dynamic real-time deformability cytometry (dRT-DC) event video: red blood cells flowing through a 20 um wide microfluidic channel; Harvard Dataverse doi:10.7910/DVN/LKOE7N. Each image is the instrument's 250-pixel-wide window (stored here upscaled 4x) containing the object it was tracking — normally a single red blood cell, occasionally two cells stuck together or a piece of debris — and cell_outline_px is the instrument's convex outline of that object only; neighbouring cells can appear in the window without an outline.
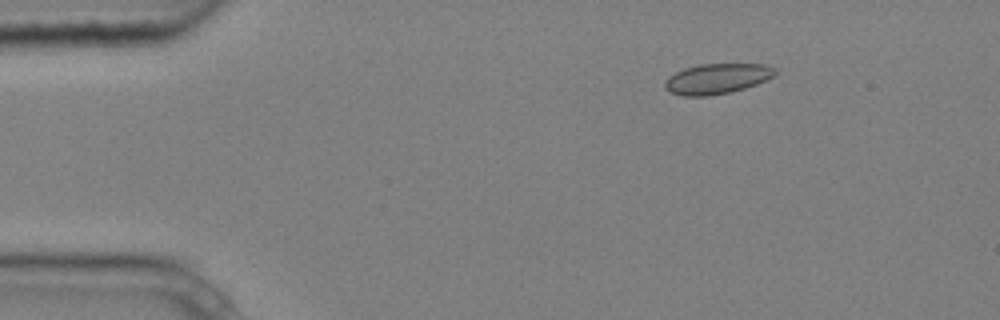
{"species": "common noctule bat (a hibernating species)", "species_latin": "Nyctalus noctula", "temperature_condition": "cold", "stored_images_in_passage": 3, "camera_frame_rate_fps": 3000, "um_per_image_px": 0.085, "animal": {"sex": "male", "body_mass_g": 20.4}, "frame": {"image": 1, "passage_image": 1, "time_ms": 0.0, "image_size_px": [1000, 320], "cell_outline_px": [[776, 72], [772, 76], [756, 84], [744, 88], [728, 92], [708, 96], [684, 96], [672, 92], [664, 88], [664, 80], [668, 76], [684, 68], [700, 64], [764, 64], [776, 68]], "centroid_in_image_um": [60.9, 6.68], "position_along_channel_um": 24.1, "area_um2": 19.31}}
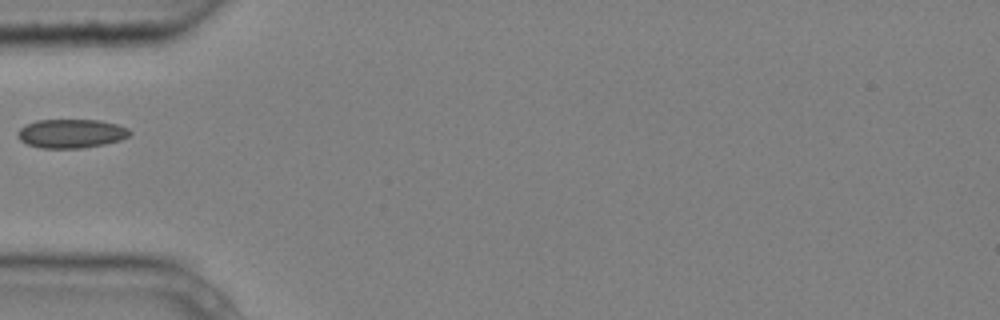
{"frame": {"image": 2, "passage_image": 3, "time_ms": 0.667, "image_size_px": [1000, 320], "cell_outline_px": [[132, 132], [128, 136], [120, 140], [104, 144], [84, 148], [40, 148], [28, 144], [20, 140], [16, 136], [16, 132], [20, 128], [36, 120], [100, 120], [116, 124], [128, 128]], "centroid_in_image_um": [6.04, 11.35], "position_along_channel_um": 79.0, "area_um2": 18.9}}